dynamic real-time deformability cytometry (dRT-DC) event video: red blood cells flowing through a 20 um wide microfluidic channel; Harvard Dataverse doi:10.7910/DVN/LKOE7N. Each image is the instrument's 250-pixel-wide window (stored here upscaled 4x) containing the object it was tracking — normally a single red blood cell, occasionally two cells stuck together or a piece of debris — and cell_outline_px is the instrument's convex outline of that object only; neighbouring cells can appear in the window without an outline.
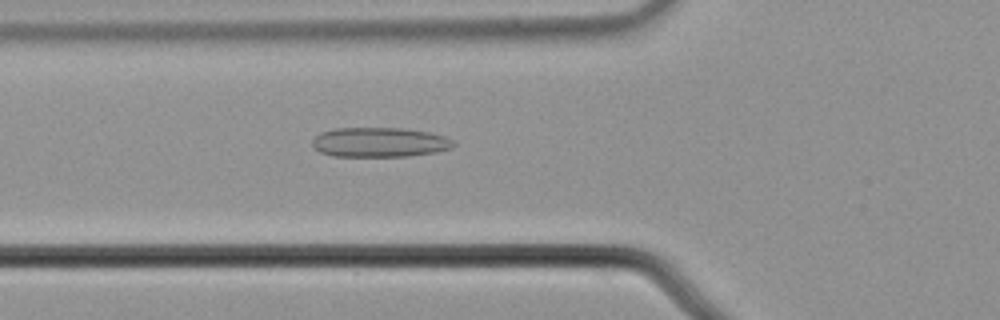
{"species": "common noctule bat (a hibernating species)", "species_latin": "Nyctalus noctula", "temperature_condition": "cold", "stored_images_in_passage": 55, "camera_frame_rate_fps": 3000, "um_per_image_px": 0.085, "animal": {"sex": "male", "body_mass_g": 21.5, "forearm_length_mm": 52.0}, "frame": {"image": 1, "passage_image": 20, "time_ms": 6.333, "image_size_px": [1000, 320], "cell_outline_px": [[456, 144], [452, 148], [436, 152], [408, 156], [332, 156], [320, 152], [312, 148], [312, 140], [320, 132], [332, 128], [400, 128], [428, 132], [444, 136], [452, 140]], "centroid_in_image_um": [32.22, 12.09], "position_along_channel_um": 93.6, "area_um2": 24.51}}
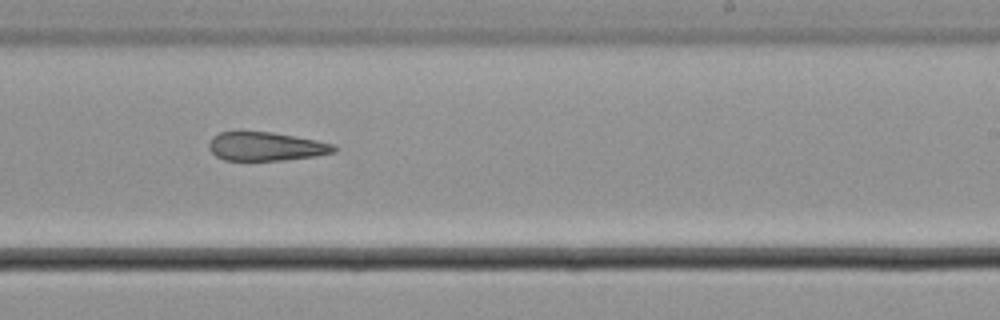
{"frame": {"image": 2, "passage_image": 34, "time_ms": 11.0, "image_size_px": [1000, 320], "cell_outline_px": [[336, 152], [316, 156], [284, 160], [224, 160], [216, 156], [208, 148], [208, 144], [212, 136], [220, 132], [236, 128], [240, 128], [272, 132], [316, 140], [336, 144]], "centroid_in_image_um": [22.54, 12.4], "position_along_channel_um": 266.5, "area_um2": 21.73}}
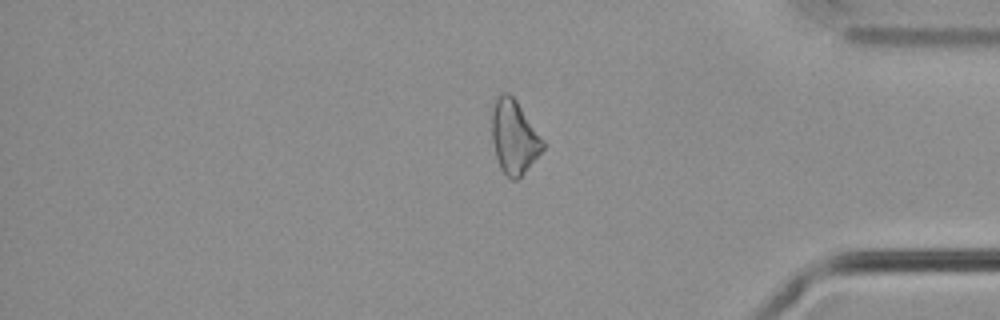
{"frame": {"image": 3, "passage_image": 46, "time_ms": 15.0, "image_size_px": [1000, 320], "cell_outline_px": [[544, 148], [524, 172], [516, 180], [512, 180], [500, 168], [496, 156], [492, 140], [492, 108], [496, 96], [500, 92], [508, 92], [516, 100], [544, 140]], "centroid_in_image_um": [43.68, 11.6], "position_along_channel_um": 391.5, "area_um2": 21.73}}